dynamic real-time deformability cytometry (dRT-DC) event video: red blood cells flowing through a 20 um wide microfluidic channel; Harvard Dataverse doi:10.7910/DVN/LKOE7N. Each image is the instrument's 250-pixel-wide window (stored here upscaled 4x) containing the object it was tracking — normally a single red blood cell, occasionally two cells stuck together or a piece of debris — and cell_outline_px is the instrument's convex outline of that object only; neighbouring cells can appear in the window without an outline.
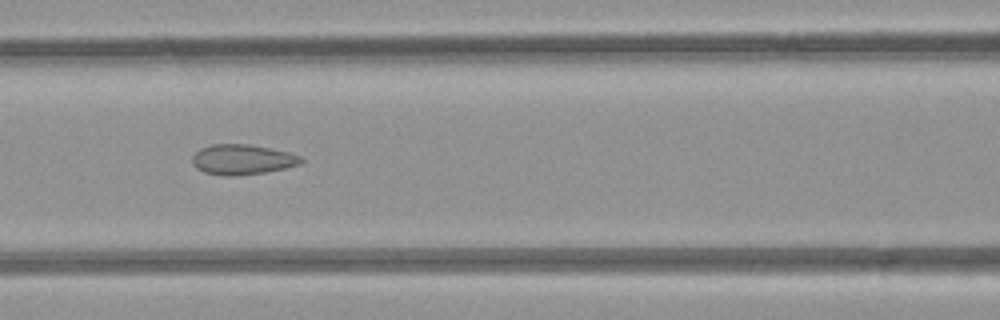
{"species": "common noctule bat (a hibernating species)", "species_latin": "Nyctalus noctula", "temperature_condition": "room temperature", "stored_images_in_passage": 6, "camera_frame_rate_fps": 3000, "um_per_image_px": 0.085, "animal": {"sex": "female", "body_mass_g": 21.9}, "frame": {"image": 1, "passage_image": 5, "time_ms": 5.333, "image_size_px": [1000, 320], "cell_outline_px": [[304, 160], [300, 164], [284, 168], [264, 172], [232, 176], [224, 176], [204, 172], [196, 168], [192, 164], [192, 156], [200, 148], [212, 144], [248, 144], [288, 152], [300, 156]], "centroid_in_image_um": [20.56, 13.56], "position_along_channel_um": 146.0, "area_um2": 19.02}}
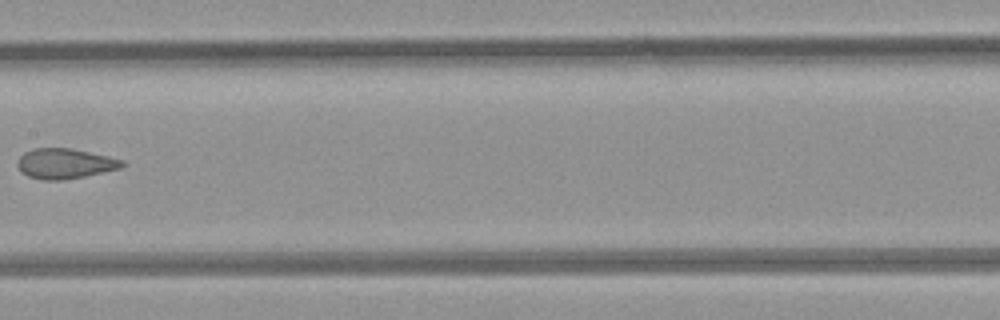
{"frame": {"image": 2, "passage_image": 6, "time_ms": 6.667, "image_size_px": [1000, 320], "cell_outline_px": [[128, 164], [120, 168], [84, 176], [64, 180], [44, 180], [28, 176], [20, 172], [16, 164], [20, 156], [24, 152], [32, 148], [68, 148], [108, 156], [124, 160]], "centroid_in_image_um": [5.5, 13.9], "position_along_channel_um": 201.9, "area_um2": 18.44}}